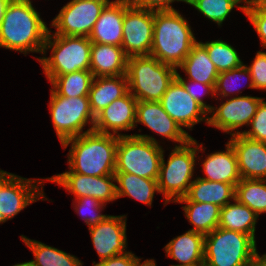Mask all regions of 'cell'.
Segmentation results:
<instances>
[{"mask_svg":"<svg viewBox=\"0 0 266 266\" xmlns=\"http://www.w3.org/2000/svg\"><path fill=\"white\" fill-rule=\"evenodd\" d=\"M49 30L32 3L11 0L0 24V47L42 54Z\"/></svg>","mask_w":266,"mask_h":266,"instance_id":"obj_1","label":"cell"},{"mask_svg":"<svg viewBox=\"0 0 266 266\" xmlns=\"http://www.w3.org/2000/svg\"><path fill=\"white\" fill-rule=\"evenodd\" d=\"M69 144V170L86 176L115 175L118 136L91 131L61 143L64 149Z\"/></svg>","mask_w":266,"mask_h":266,"instance_id":"obj_2","label":"cell"},{"mask_svg":"<svg viewBox=\"0 0 266 266\" xmlns=\"http://www.w3.org/2000/svg\"><path fill=\"white\" fill-rule=\"evenodd\" d=\"M196 42L188 20L179 11H154L150 56L177 69Z\"/></svg>","mask_w":266,"mask_h":266,"instance_id":"obj_3","label":"cell"},{"mask_svg":"<svg viewBox=\"0 0 266 266\" xmlns=\"http://www.w3.org/2000/svg\"><path fill=\"white\" fill-rule=\"evenodd\" d=\"M48 32L42 55L51 49L49 57H39L38 61L51 82L58 75L79 70H90V52L92 42L89 37L57 35Z\"/></svg>","mask_w":266,"mask_h":266,"instance_id":"obj_4","label":"cell"},{"mask_svg":"<svg viewBox=\"0 0 266 266\" xmlns=\"http://www.w3.org/2000/svg\"><path fill=\"white\" fill-rule=\"evenodd\" d=\"M204 150L202 143L198 144L194 138H191L183 145H175L167 163L163 151L157 181L159 192L164 195V205L169 201L175 203L187 195L193 182L197 151L199 153Z\"/></svg>","mask_w":266,"mask_h":266,"instance_id":"obj_5","label":"cell"},{"mask_svg":"<svg viewBox=\"0 0 266 266\" xmlns=\"http://www.w3.org/2000/svg\"><path fill=\"white\" fill-rule=\"evenodd\" d=\"M163 151L151 135L118 136L115 173L158 179Z\"/></svg>","mask_w":266,"mask_h":266,"instance_id":"obj_6","label":"cell"},{"mask_svg":"<svg viewBox=\"0 0 266 266\" xmlns=\"http://www.w3.org/2000/svg\"><path fill=\"white\" fill-rule=\"evenodd\" d=\"M176 73V68L150 55L129 57L128 90L137 101H160Z\"/></svg>","mask_w":266,"mask_h":266,"instance_id":"obj_7","label":"cell"},{"mask_svg":"<svg viewBox=\"0 0 266 266\" xmlns=\"http://www.w3.org/2000/svg\"><path fill=\"white\" fill-rule=\"evenodd\" d=\"M256 240L217 227L204 238V266H244L257 254Z\"/></svg>","mask_w":266,"mask_h":266,"instance_id":"obj_8","label":"cell"},{"mask_svg":"<svg viewBox=\"0 0 266 266\" xmlns=\"http://www.w3.org/2000/svg\"><path fill=\"white\" fill-rule=\"evenodd\" d=\"M50 114L60 143L72 137L93 131L95 117L88 96L64 97L50 89ZM91 125L83 131L84 126Z\"/></svg>","mask_w":266,"mask_h":266,"instance_id":"obj_9","label":"cell"},{"mask_svg":"<svg viewBox=\"0 0 266 266\" xmlns=\"http://www.w3.org/2000/svg\"><path fill=\"white\" fill-rule=\"evenodd\" d=\"M154 11L133 6L125 0L122 48L126 56H149L153 43Z\"/></svg>","mask_w":266,"mask_h":266,"instance_id":"obj_10","label":"cell"},{"mask_svg":"<svg viewBox=\"0 0 266 266\" xmlns=\"http://www.w3.org/2000/svg\"><path fill=\"white\" fill-rule=\"evenodd\" d=\"M110 0H71L52 20L53 34L89 37L94 24Z\"/></svg>","mask_w":266,"mask_h":266,"instance_id":"obj_11","label":"cell"},{"mask_svg":"<svg viewBox=\"0 0 266 266\" xmlns=\"http://www.w3.org/2000/svg\"><path fill=\"white\" fill-rule=\"evenodd\" d=\"M42 179H27L9 173L0 182V224L12 219L33 202L47 200ZM41 190H40V189ZM44 198V199H43Z\"/></svg>","mask_w":266,"mask_h":266,"instance_id":"obj_12","label":"cell"},{"mask_svg":"<svg viewBox=\"0 0 266 266\" xmlns=\"http://www.w3.org/2000/svg\"><path fill=\"white\" fill-rule=\"evenodd\" d=\"M264 98L252 96H235L226 99L219 107H212L208 112L207 125L213 126L231 136L242 134L237 129L249 126L260 102ZM236 131V132H235ZM233 132V133H232Z\"/></svg>","mask_w":266,"mask_h":266,"instance_id":"obj_13","label":"cell"},{"mask_svg":"<svg viewBox=\"0 0 266 266\" xmlns=\"http://www.w3.org/2000/svg\"><path fill=\"white\" fill-rule=\"evenodd\" d=\"M44 180L62 186L75 196L74 199L93 197L105 205L117 200L116 184L113 183L116 182L115 175L86 176L68 170Z\"/></svg>","mask_w":266,"mask_h":266,"instance_id":"obj_14","label":"cell"},{"mask_svg":"<svg viewBox=\"0 0 266 266\" xmlns=\"http://www.w3.org/2000/svg\"><path fill=\"white\" fill-rule=\"evenodd\" d=\"M167 114L181 127L193 129L197 123H208V111L199 104L175 77L159 101Z\"/></svg>","mask_w":266,"mask_h":266,"instance_id":"obj_15","label":"cell"},{"mask_svg":"<svg viewBox=\"0 0 266 266\" xmlns=\"http://www.w3.org/2000/svg\"><path fill=\"white\" fill-rule=\"evenodd\" d=\"M126 220V215H108L103 221L89 228L99 261L127 252Z\"/></svg>","mask_w":266,"mask_h":266,"instance_id":"obj_16","label":"cell"},{"mask_svg":"<svg viewBox=\"0 0 266 266\" xmlns=\"http://www.w3.org/2000/svg\"><path fill=\"white\" fill-rule=\"evenodd\" d=\"M137 102V99L129 91L114 100L95 117L93 131L119 137L126 136L120 131L135 129Z\"/></svg>","mask_w":266,"mask_h":266,"instance_id":"obj_17","label":"cell"},{"mask_svg":"<svg viewBox=\"0 0 266 266\" xmlns=\"http://www.w3.org/2000/svg\"><path fill=\"white\" fill-rule=\"evenodd\" d=\"M137 123L144 124L152 132L179 143L178 146L187 143L193 138L167 114L159 101H138L136 126H138Z\"/></svg>","mask_w":266,"mask_h":266,"instance_id":"obj_18","label":"cell"},{"mask_svg":"<svg viewBox=\"0 0 266 266\" xmlns=\"http://www.w3.org/2000/svg\"><path fill=\"white\" fill-rule=\"evenodd\" d=\"M228 142L235 151L242 179H266V143L242 134L231 136Z\"/></svg>","mask_w":266,"mask_h":266,"instance_id":"obj_19","label":"cell"},{"mask_svg":"<svg viewBox=\"0 0 266 266\" xmlns=\"http://www.w3.org/2000/svg\"><path fill=\"white\" fill-rule=\"evenodd\" d=\"M125 0L110 1L102 10L89 35L92 43L122 46Z\"/></svg>","mask_w":266,"mask_h":266,"instance_id":"obj_20","label":"cell"},{"mask_svg":"<svg viewBox=\"0 0 266 266\" xmlns=\"http://www.w3.org/2000/svg\"><path fill=\"white\" fill-rule=\"evenodd\" d=\"M128 57L122 47L92 43L90 71L93 77L126 75Z\"/></svg>","mask_w":266,"mask_h":266,"instance_id":"obj_21","label":"cell"},{"mask_svg":"<svg viewBox=\"0 0 266 266\" xmlns=\"http://www.w3.org/2000/svg\"><path fill=\"white\" fill-rule=\"evenodd\" d=\"M202 167L206 177H199L201 179L229 183L234 187L242 179L235 151L229 142L226 144V151L208 154Z\"/></svg>","mask_w":266,"mask_h":266,"instance_id":"obj_22","label":"cell"},{"mask_svg":"<svg viewBox=\"0 0 266 266\" xmlns=\"http://www.w3.org/2000/svg\"><path fill=\"white\" fill-rule=\"evenodd\" d=\"M204 238L205 235L191 230L173 238L164 247L167 257L179 261L171 266L204 265Z\"/></svg>","mask_w":266,"mask_h":266,"instance_id":"obj_23","label":"cell"},{"mask_svg":"<svg viewBox=\"0 0 266 266\" xmlns=\"http://www.w3.org/2000/svg\"><path fill=\"white\" fill-rule=\"evenodd\" d=\"M128 91L126 75L94 77L88 93L90 109L94 117Z\"/></svg>","mask_w":266,"mask_h":266,"instance_id":"obj_24","label":"cell"},{"mask_svg":"<svg viewBox=\"0 0 266 266\" xmlns=\"http://www.w3.org/2000/svg\"><path fill=\"white\" fill-rule=\"evenodd\" d=\"M188 75V80L212 85L215 88L218 70L209 58L206 48L196 42L186 56L183 63L178 67Z\"/></svg>","mask_w":266,"mask_h":266,"instance_id":"obj_25","label":"cell"},{"mask_svg":"<svg viewBox=\"0 0 266 266\" xmlns=\"http://www.w3.org/2000/svg\"><path fill=\"white\" fill-rule=\"evenodd\" d=\"M186 197L197 203H211L219 207L235 199V187L224 182H214L197 177L193 179Z\"/></svg>","mask_w":266,"mask_h":266,"instance_id":"obj_26","label":"cell"},{"mask_svg":"<svg viewBox=\"0 0 266 266\" xmlns=\"http://www.w3.org/2000/svg\"><path fill=\"white\" fill-rule=\"evenodd\" d=\"M227 203L220 209L219 228L233 230L250 235L255 240L256 223L259 215L248 206L239 203Z\"/></svg>","mask_w":266,"mask_h":266,"instance_id":"obj_27","label":"cell"},{"mask_svg":"<svg viewBox=\"0 0 266 266\" xmlns=\"http://www.w3.org/2000/svg\"><path fill=\"white\" fill-rule=\"evenodd\" d=\"M117 199L128 196L144 203L152 205L155 192H159L158 179H147L130 173H115Z\"/></svg>","mask_w":266,"mask_h":266,"instance_id":"obj_28","label":"cell"},{"mask_svg":"<svg viewBox=\"0 0 266 266\" xmlns=\"http://www.w3.org/2000/svg\"><path fill=\"white\" fill-rule=\"evenodd\" d=\"M175 203H186L182 208L185 217L194 227L189 230L206 235L218 227L221 209L218 205L192 202L186 196L178 199Z\"/></svg>","mask_w":266,"mask_h":266,"instance_id":"obj_29","label":"cell"},{"mask_svg":"<svg viewBox=\"0 0 266 266\" xmlns=\"http://www.w3.org/2000/svg\"><path fill=\"white\" fill-rule=\"evenodd\" d=\"M21 240L34 255V260L31 261L33 266H83L81 260L76 256L58 248L31 240L24 235H21Z\"/></svg>","mask_w":266,"mask_h":266,"instance_id":"obj_30","label":"cell"},{"mask_svg":"<svg viewBox=\"0 0 266 266\" xmlns=\"http://www.w3.org/2000/svg\"><path fill=\"white\" fill-rule=\"evenodd\" d=\"M235 199L257 215L266 213V179H241L235 186Z\"/></svg>","mask_w":266,"mask_h":266,"instance_id":"obj_31","label":"cell"},{"mask_svg":"<svg viewBox=\"0 0 266 266\" xmlns=\"http://www.w3.org/2000/svg\"><path fill=\"white\" fill-rule=\"evenodd\" d=\"M93 78L90 70H79L58 75L50 83L52 89L60 96L81 97L88 96Z\"/></svg>","mask_w":266,"mask_h":266,"instance_id":"obj_32","label":"cell"},{"mask_svg":"<svg viewBox=\"0 0 266 266\" xmlns=\"http://www.w3.org/2000/svg\"><path fill=\"white\" fill-rule=\"evenodd\" d=\"M200 43L206 48L219 73L239 68L243 64L236 49L223 40Z\"/></svg>","mask_w":266,"mask_h":266,"instance_id":"obj_33","label":"cell"},{"mask_svg":"<svg viewBox=\"0 0 266 266\" xmlns=\"http://www.w3.org/2000/svg\"><path fill=\"white\" fill-rule=\"evenodd\" d=\"M243 3L244 5H238ZM247 0H189L198 12L203 14L207 19L215 22L218 26L228 17L235 6L244 13Z\"/></svg>","mask_w":266,"mask_h":266,"instance_id":"obj_34","label":"cell"},{"mask_svg":"<svg viewBox=\"0 0 266 266\" xmlns=\"http://www.w3.org/2000/svg\"><path fill=\"white\" fill-rule=\"evenodd\" d=\"M243 77L249 78L250 84H248V88L254 89L251 74L244 63L239 68L219 73L215 85V96H221V99H223L222 97H231L235 89H237L236 92L238 93L239 89L234 86Z\"/></svg>","mask_w":266,"mask_h":266,"instance_id":"obj_35","label":"cell"},{"mask_svg":"<svg viewBox=\"0 0 266 266\" xmlns=\"http://www.w3.org/2000/svg\"><path fill=\"white\" fill-rule=\"evenodd\" d=\"M74 200V210L82 217L88 228L95 226L108 216L100 213L105 204L99 202L96 198L86 196Z\"/></svg>","mask_w":266,"mask_h":266,"instance_id":"obj_36","label":"cell"},{"mask_svg":"<svg viewBox=\"0 0 266 266\" xmlns=\"http://www.w3.org/2000/svg\"><path fill=\"white\" fill-rule=\"evenodd\" d=\"M248 131L244 130L242 135L266 143V101L260 102L254 117L251 119Z\"/></svg>","mask_w":266,"mask_h":266,"instance_id":"obj_37","label":"cell"},{"mask_svg":"<svg viewBox=\"0 0 266 266\" xmlns=\"http://www.w3.org/2000/svg\"><path fill=\"white\" fill-rule=\"evenodd\" d=\"M244 14L255 28L262 48H266V11L260 9L252 0H247Z\"/></svg>","mask_w":266,"mask_h":266,"instance_id":"obj_38","label":"cell"},{"mask_svg":"<svg viewBox=\"0 0 266 266\" xmlns=\"http://www.w3.org/2000/svg\"><path fill=\"white\" fill-rule=\"evenodd\" d=\"M176 78L183 84L187 92L195 99L199 104H201L208 112L212 109L213 106L207 105L201 98L205 94H211L212 97L215 96V88L212 85L200 83L193 80H185L182 76L176 73Z\"/></svg>","mask_w":266,"mask_h":266,"instance_id":"obj_39","label":"cell"},{"mask_svg":"<svg viewBox=\"0 0 266 266\" xmlns=\"http://www.w3.org/2000/svg\"><path fill=\"white\" fill-rule=\"evenodd\" d=\"M251 74L254 89L266 90V52L258 51L250 66L246 65Z\"/></svg>","mask_w":266,"mask_h":266,"instance_id":"obj_40","label":"cell"},{"mask_svg":"<svg viewBox=\"0 0 266 266\" xmlns=\"http://www.w3.org/2000/svg\"><path fill=\"white\" fill-rule=\"evenodd\" d=\"M185 2L189 3V0H130V3L138 8L153 10V11H164V10H175L172 5L173 2Z\"/></svg>","mask_w":266,"mask_h":266,"instance_id":"obj_41","label":"cell"},{"mask_svg":"<svg viewBox=\"0 0 266 266\" xmlns=\"http://www.w3.org/2000/svg\"><path fill=\"white\" fill-rule=\"evenodd\" d=\"M141 259L132 252L127 251L124 254L99 261L96 264L93 262V266H136Z\"/></svg>","mask_w":266,"mask_h":266,"instance_id":"obj_42","label":"cell"},{"mask_svg":"<svg viewBox=\"0 0 266 266\" xmlns=\"http://www.w3.org/2000/svg\"><path fill=\"white\" fill-rule=\"evenodd\" d=\"M244 266H266V254L260 256L258 253Z\"/></svg>","mask_w":266,"mask_h":266,"instance_id":"obj_43","label":"cell"},{"mask_svg":"<svg viewBox=\"0 0 266 266\" xmlns=\"http://www.w3.org/2000/svg\"><path fill=\"white\" fill-rule=\"evenodd\" d=\"M11 0H0V24L3 20L6 8Z\"/></svg>","mask_w":266,"mask_h":266,"instance_id":"obj_44","label":"cell"},{"mask_svg":"<svg viewBox=\"0 0 266 266\" xmlns=\"http://www.w3.org/2000/svg\"><path fill=\"white\" fill-rule=\"evenodd\" d=\"M136 266H157L154 259H146L142 263H138Z\"/></svg>","mask_w":266,"mask_h":266,"instance_id":"obj_45","label":"cell"},{"mask_svg":"<svg viewBox=\"0 0 266 266\" xmlns=\"http://www.w3.org/2000/svg\"><path fill=\"white\" fill-rule=\"evenodd\" d=\"M260 9L266 11V0H252Z\"/></svg>","mask_w":266,"mask_h":266,"instance_id":"obj_46","label":"cell"},{"mask_svg":"<svg viewBox=\"0 0 266 266\" xmlns=\"http://www.w3.org/2000/svg\"><path fill=\"white\" fill-rule=\"evenodd\" d=\"M10 172L0 169V182L9 174Z\"/></svg>","mask_w":266,"mask_h":266,"instance_id":"obj_47","label":"cell"},{"mask_svg":"<svg viewBox=\"0 0 266 266\" xmlns=\"http://www.w3.org/2000/svg\"><path fill=\"white\" fill-rule=\"evenodd\" d=\"M13 266H33V264L31 261H28V262H23V263H17Z\"/></svg>","mask_w":266,"mask_h":266,"instance_id":"obj_48","label":"cell"},{"mask_svg":"<svg viewBox=\"0 0 266 266\" xmlns=\"http://www.w3.org/2000/svg\"><path fill=\"white\" fill-rule=\"evenodd\" d=\"M14 1H21V2H26V3H32L31 0H14Z\"/></svg>","mask_w":266,"mask_h":266,"instance_id":"obj_49","label":"cell"}]
</instances>
